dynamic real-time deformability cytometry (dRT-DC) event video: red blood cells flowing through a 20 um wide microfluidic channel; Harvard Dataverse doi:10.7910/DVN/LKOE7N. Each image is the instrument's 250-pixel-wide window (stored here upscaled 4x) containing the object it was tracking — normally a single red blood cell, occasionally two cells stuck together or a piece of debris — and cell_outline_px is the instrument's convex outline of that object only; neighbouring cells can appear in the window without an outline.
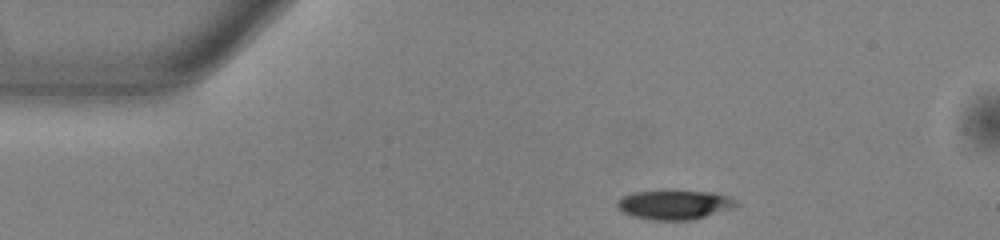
{"species": "common noctule bat (a hibernating species)", "species_latin": "Nyctalus noctula", "temperature_condition": "warm", "stored_images_in_passage": 45, "camera_frame_rate_fps": 3000, "um_per_image_px": 0.085, "animal": {"sex": "male", "body_mass_g": 13.0, "forearm_length_mm": 53.1}, "frame": {"image": 1, "passage_image": 1, "time_ms": 0.0, "image_size_px": [1000, 240], "cell_outline_px": [[740, 204], [736, 208], [692, 220], [652, 220], [632, 216], [616, 208], [616, 200], [632, 192], [660, 188], [676, 188], [712, 192], [728, 196], [736, 200]], "centroid_in_image_um": [57.33, 17.35], "position_along_channel_um": 27.7, "area_um2": 21.62}}
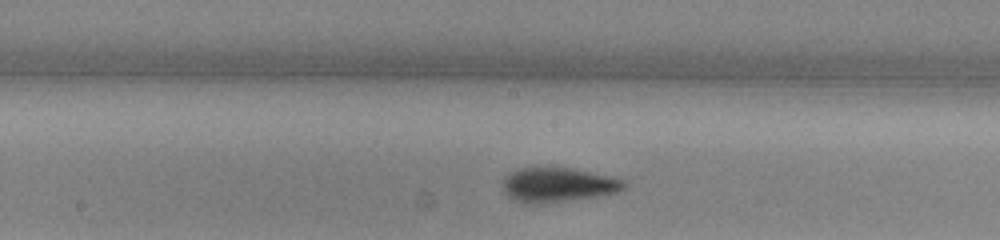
{"frame": {"image": 2, "passage_image": 19, "time_ms": 6.0, "image_size_px": [1000, 240], "cell_outline_px": [[624, 188], [616, 192], [596, 196], [568, 200], [532, 204], [516, 200], [508, 196], [504, 192], [504, 180], [516, 168], [548, 164], [552, 164], [592, 172], [624, 180]], "centroid_in_image_um": [47.38, 15.65], "position_along_channel_um": 200.8, "area_um2": 24.57}}
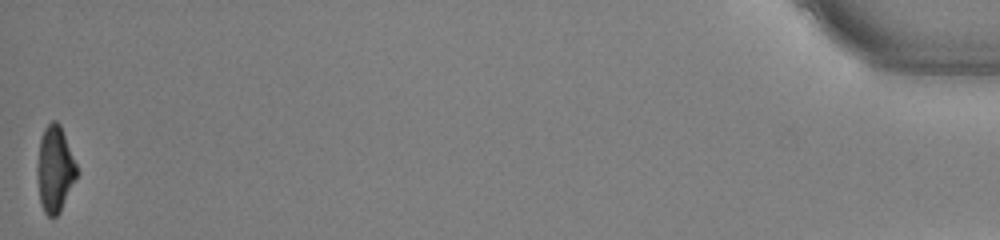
{"frame": {"image": 3, "passage_image": 45, "time_ms": 14.667, "image_size_px": [1000, 240], "cell_outline_px": [[80, 172], [60, 212], [56, 216], [48, 216], [44, 212], [40, 204], [36, 172], [36, 168], [40, 136], [44, 128], [52, 120], [56, 120], [60, 124]], "centroid_in_image_um": [4.66, 14.38], "position_along_channel_um": 430.5, "area_um2": 20.29}, "authors_computed_cell_mechanics": {"area_um2": 21.6172, "velocity_mm_per_s": 3.8533, "shape_relaxation_time_tau1_ms": 2.789, "shape_relaxation_time_tau2_ms": 4.8897, "deformation_change_tau1": 0.1462, "deformation_change_tau2": 0.1391}}